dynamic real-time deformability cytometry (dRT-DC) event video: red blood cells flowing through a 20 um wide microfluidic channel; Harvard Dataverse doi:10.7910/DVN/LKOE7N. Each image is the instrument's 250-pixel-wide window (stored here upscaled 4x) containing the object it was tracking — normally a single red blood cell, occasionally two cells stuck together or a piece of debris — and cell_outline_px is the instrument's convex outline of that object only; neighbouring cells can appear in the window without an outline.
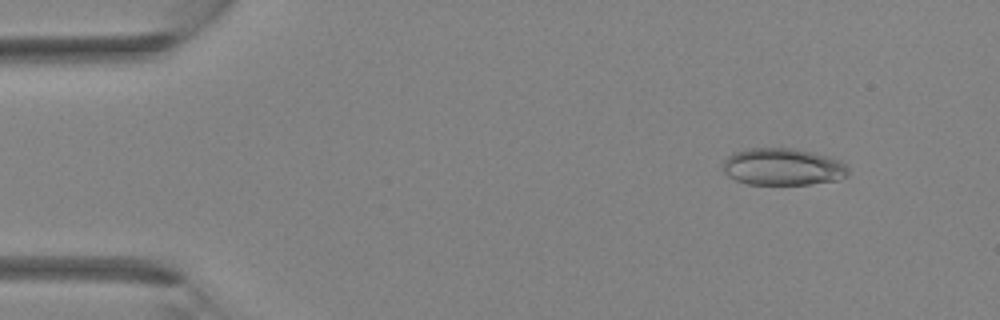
{"species": "Egyptian fruit bat (a non-hibernating species)", "species_latin": "Rousettus aegyptiacus", "temperature_condition": "room temperature", "stored_images_in_passage": 37, "camera_frame_rate_fps": 3000, "um_per_image_px": 0.085, "animal": {"sex": "female"}, "frame": {"image": 1, "passage_image": 4, "time_ms": 1.0, "image_size_px": [1000, 320], "cell_outline_px": [[848, 176], [836, 180], [808, 184], [748, 184], [736, 180], [728, 176], [724, 172], [724, 160], [728, 156], [736, 152], [748, 148], [796, 148], [812, 152], [840, 160], [848, 164]], "centroid_in_image_um": [66.57, 14.17], "position_along_channel_um": 18.4, "area_um2": 27.05}}
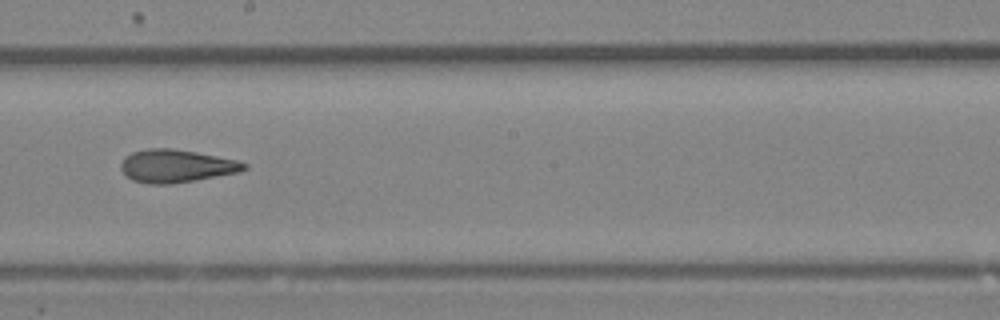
{"frame": {"image": 2, "passage_image": 21, "time_ms": 6.667, "image_size_px": [1000, 320], "cell_outline_px": [[248, 168], [240, 172], [168, 184], [148, 184], [132, 180], [120, 168], [120, 164], [124, 156], [132, 152], [148, 148], [172, 148], [196, 152], [236, 160], [248, 164]], "centroid_in_image_um": [14.96, 14.1], "position_along_channel_um": 233.2, "area_um2": 23.47}}
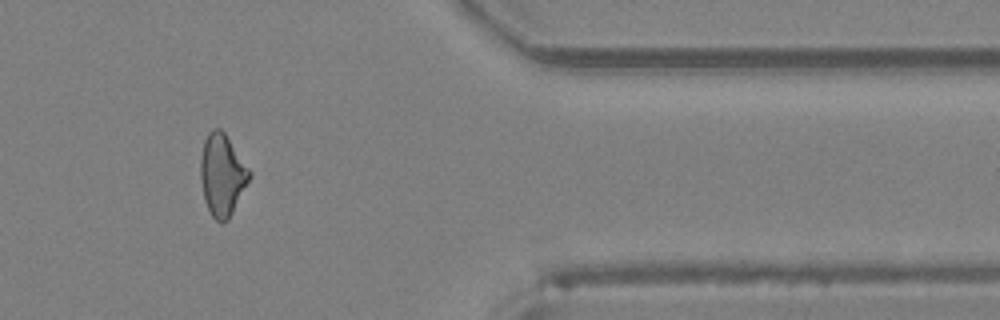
{"frame": {"image": 3, "passage_image": 31, "time_ms": 10.0, "image_size_px": [1000, 320], "cell_outline_px": [[252, 176], [228, 220], [220, 224], [212, 216], [204, 200], [200, 180], [200, 156], [204, 140], [208, 132], [212, 128], [220, 128], [224, 132], [252, 172]], "centroid_in_image_um": [18.88, 14.86], "position_along_channel_um": 392.5, "area_um2": 23.52}}